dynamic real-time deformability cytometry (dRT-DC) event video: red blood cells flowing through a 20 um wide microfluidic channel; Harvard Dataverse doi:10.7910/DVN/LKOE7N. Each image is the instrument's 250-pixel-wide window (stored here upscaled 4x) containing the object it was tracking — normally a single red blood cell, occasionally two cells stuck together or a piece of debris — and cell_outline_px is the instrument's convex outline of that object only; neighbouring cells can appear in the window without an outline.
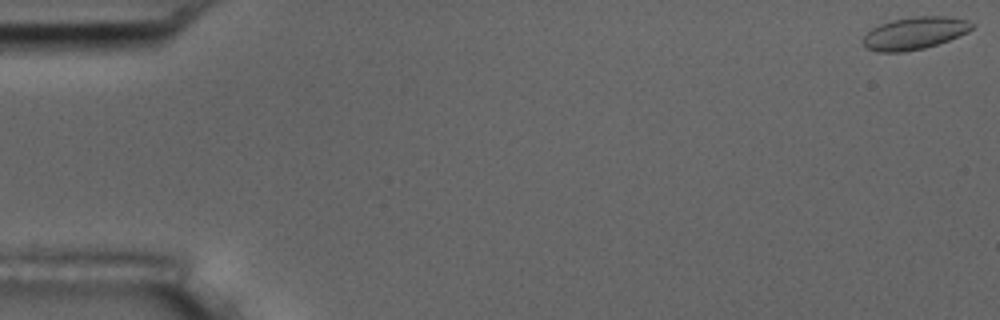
{"species": "common noctule bat (a hibernating species)", "species_latin": "Nyctalus noctula", "temperature_condition": "room temperature", "stored_images_in_passage": 3, "camera_frame_rate_fps": 3000, "um_per_image_px": 0.085, "animal": {"sex": "male", "body_mass_g": 17.5, "forearm_length_mm": 52.3}, "frame": {"image": 1, "passage_image": 1, "time_ms": 0.0, "image_size_px": [1000, 320], "cell_outline_px": [[976, 24], [968, 32], [948, 40], [924, 48], [904, 52], [876, 52], [864, 48], [860, 40], [872, 28], [880, 24], [892, 20], [912, 16], [948, 16], [968, 20]], "centroid_in_image_um": [77.71, 2.82], "position_along_channel_um": 7.3, "area_um2": 20.81}}